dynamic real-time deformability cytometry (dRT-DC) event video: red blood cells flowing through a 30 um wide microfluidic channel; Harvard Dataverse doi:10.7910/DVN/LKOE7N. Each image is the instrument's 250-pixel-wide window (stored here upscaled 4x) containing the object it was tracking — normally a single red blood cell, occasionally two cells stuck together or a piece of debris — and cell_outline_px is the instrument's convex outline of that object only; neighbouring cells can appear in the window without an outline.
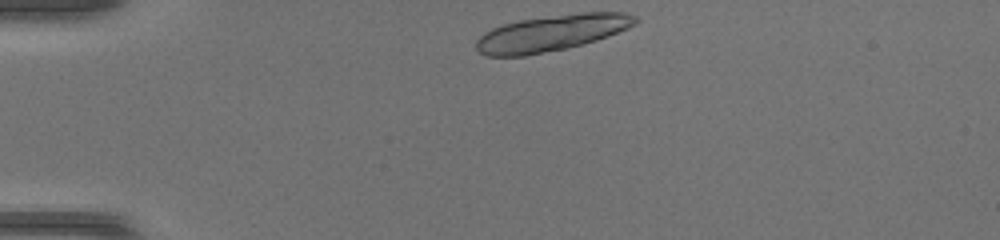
{"species": "common noctule bat (a hibernating species)", "species_latin": "Nyctalus noctula", "temperature_condition": "warm", "stored_images_in_passage": 8, "camera_frame_rate_fps": 3000, "um_per_image_px": 0.085, "animal": {"sex": "female", "body_mass_g": 17.0, "forearm_length_mm": 48.0}, "frame": {"image": 1, "passage_image": 1, "time_ms": 0.0, "image_size_px": [1000, 240], "cell_outline_px": [[640, 20], [636, 24], [628, 28], [608, 36], [596, 40], [564, 48], [524, 56], [488, 56], [480, 52], [476, 48], [476, 40], [484, 32], [492, 28], [504, 24], [520, 20], [580, 12], [624, 12], [636, 16]], "centroid_in_image_um": [46.9, 2.79], "position_along_channel_um": 38.1, "area_um2": 33.29}}